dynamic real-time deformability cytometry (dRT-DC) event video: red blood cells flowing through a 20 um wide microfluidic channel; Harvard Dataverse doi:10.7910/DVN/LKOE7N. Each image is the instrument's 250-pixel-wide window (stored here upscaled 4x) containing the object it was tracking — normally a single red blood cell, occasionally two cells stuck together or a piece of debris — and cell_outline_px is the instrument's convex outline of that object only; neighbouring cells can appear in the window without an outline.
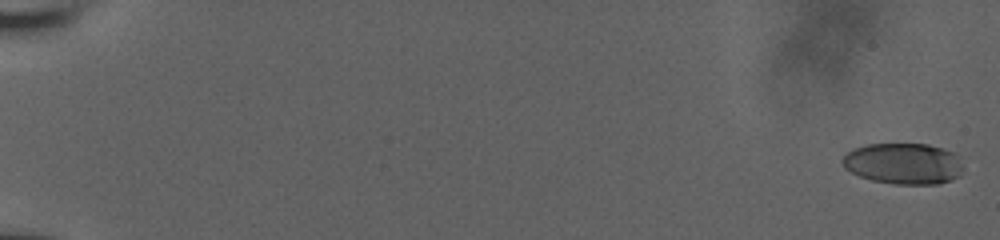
{"species": "human", "species_latin": "Homo sapiens", "temperature_condition": "room temperature", "stored_images_in_passage": 7, "camera_frame_rate_fps": 3000, "um_per_image_px": 0.085, "donor": {"sex": "male"}, "frame": {"image": 1, "passage_image": 1, "time_ms": 0.0, "image_size_px": [1000, 240], "cell_outline_px": [[964, 168], [960, 176], [952, 180], [940, 184], [896, 184], [872, 180], [860, 176], [844, 168], [840, 160], [848, 152], [856, 148], [868, 144], [928, 144], [944, 148], [956, 152], [960, 156]], "centroid_in_image_um": [76.87, 13.9], "position_along_channel_um": 8.1, "area_um2": 29.36}}
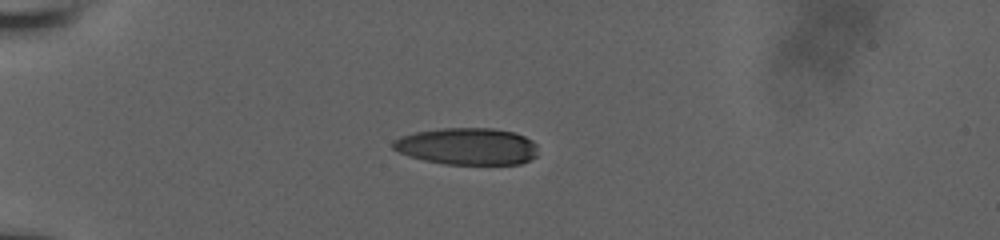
{"frame": {"image": 2, "passage_image": 6, "time_ms": 5.667, "image_size_px": [1000, 240], "cell_outline_px": [[536, 156], [520, 164], [444, 164], [424, 160], [400, 152], [392, 148], [392, 140], [400, 136], [416, 132], [440, 128], [492, 128], [516, 132], [532, 140], [536, 144]], "centroid_in_image_um": [39.72, 12.43], "position_along_channel_um": 45.3, "area_um2": 31.21}}